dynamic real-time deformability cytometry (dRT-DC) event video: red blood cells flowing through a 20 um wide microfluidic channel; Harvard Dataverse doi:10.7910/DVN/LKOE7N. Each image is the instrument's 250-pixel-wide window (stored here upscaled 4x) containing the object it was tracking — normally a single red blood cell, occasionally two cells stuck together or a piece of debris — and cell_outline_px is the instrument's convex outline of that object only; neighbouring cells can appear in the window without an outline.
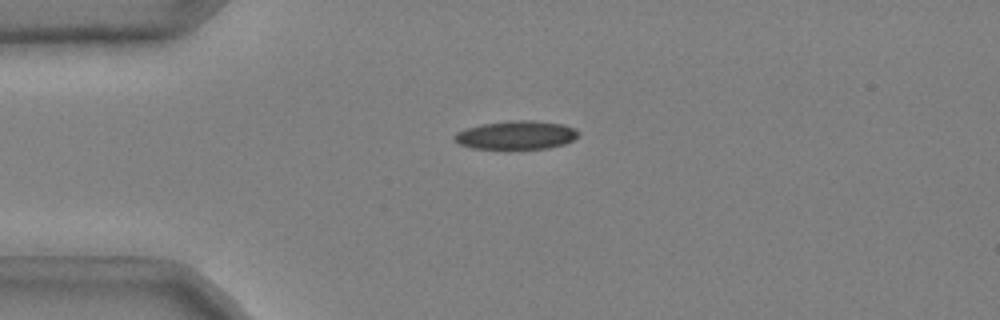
{"species": "common noctule bat (a hibernating species)", "species_latin": "Nyctalus noctula", "temperature_condition": "cold", "stored_images_in_passage": 36, "camera_frame_rate_fps": 3000, "um_per_image_px": 0.085, "animal": {"sex": "male", "body_mass_g": 20.4}, "frame": {"image": 1, "passage_image": 1, "time_ms": 0.0, "image_size_px": [1000, 320], "cell_outline_px": [[580, 132], [572, 140], [564, 144], [548, 148], [508, 152], [472, 148], [460, 144], [452, 140], [452, 136], [456, 132], [464, 128], [484, 124], [516, 120], [532, 120], [564, 124], [576, 128]], "centroid_in_image_um": [43.84, 11.53], "position_along_channel_um": 41.2, "area_um2": 21.62}}
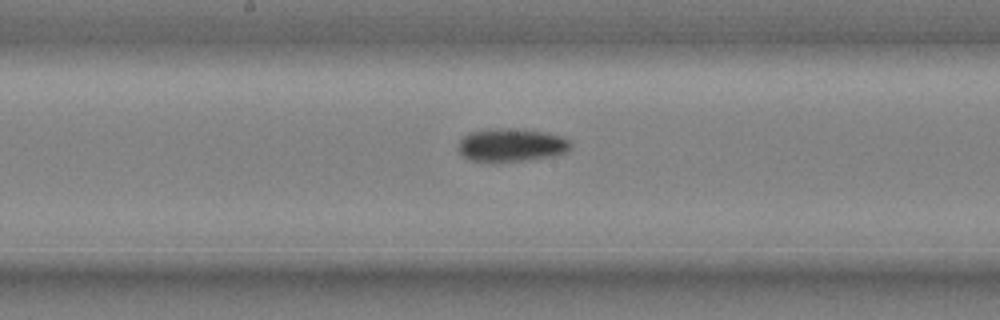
{"frame": {"image": 2, "passage_image": 16, "time_ms": 5.0, "image_size_px": [1000, 320], "cell_outline_px": [[572, 148], [568, 152], [556, 156], [528, 160], [492, 164], [468, 160], [460, 156], [460, 140], [464, 136], [472, 132], [492, 128], [504, 128], [548, 132], [564, 136], [572, 144]], "centroid_in_image_um": [43.5, 12.37], "position_along_channel_um": 204.7, "area_um2": 22.48}}
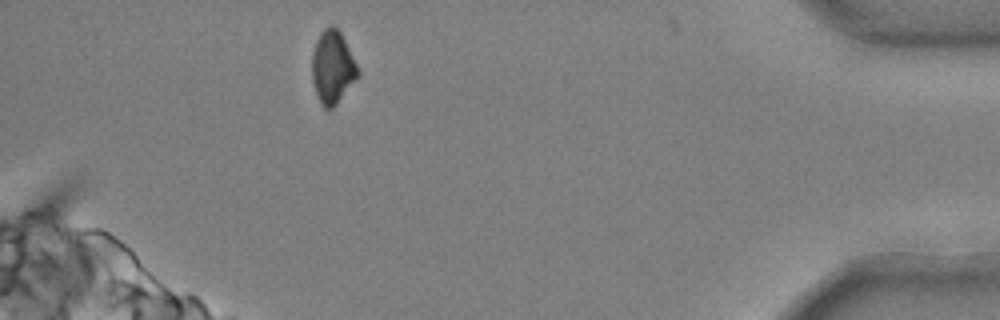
{"frame": {"image": 3, "passage_image": 36, "time_ms": 11.667, "image_size_px": [1000, 320], "cell_outline_px": [[360, 72], [356, 80], [336, 104], [332, 108], [324, 108], [320, 104], [316, 96], [312, 80], [312, 52], [316, 40], [320, 32], [324, 28], [332, 24], [340, 32]], "centroid_in_image_um": [28.24, 5.72], "position_along_channel_um": 407.0, "area_um2": 19.42}, "authors_computed_cell_mechanics": {"area_um2": 21.1548, "velocity_mm_per_s": 3.7292, "shape_relaxation_time_tau1_ms": 6.7115, "shape_relaxation_time_tau2_ms": null, "deformation_change_tau1": 0.1676, "deformation_change_tau2": null}}